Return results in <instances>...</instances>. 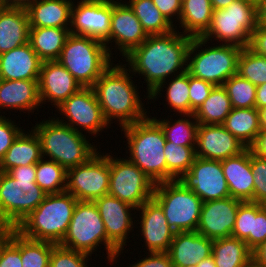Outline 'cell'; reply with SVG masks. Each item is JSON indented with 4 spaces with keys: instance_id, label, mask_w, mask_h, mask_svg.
<instances>
[{
    "instance_id": "obj_9",
    "label": "cell",
    "mask_w": 266,
    "mask_h": 267,
    "mask_svg": "<svg viewBox=\"0 0 266 267\" xmlns=\"http://www.w3.org/2000/svg\"><path fill=\"white\" fill-rule=\"evenodd\" d=\"M256 25L257 7L245 0H235L224 9L213 11L209 29L202 38L246 48Z\"/></svg>"
},
{
    "instance_id": "obj_26",
    "label": "cell",
    "mask_w": 266,
    "mask_h": 267,
    "mask_svg": "<svg viewBox=\"0 0 266 267\" xmlns=\"http://www.w3.org/2000/svg\"><path fill=\"white\" fill-rule=\"evenodd\" d=\"M221 166L230 196L243 202H253L254 177L251 170L250 149L246 148L239 155L222 160Z\"/></svg>"
},
{
    "instance_id": "obj_35",
    "label": "cell",
    "mask_w": 266,
    "mask_h": 267,
    "mask_svg": "<svg viewBox=\"0 0 266 267\" xmlns=\"http://www.w3.org/2000/svg\"><path fill=\"white\" fill-rule=\"evenodd\" d=\"M169 83V84H168ZM167 84V86H166ZM165 86V87H164ZM165 89L166 105L171 108V112L182 114H190V99H189V73L185 71L182 74L171 77L168 81L162 82L150 95L149 100H155L161 96ZM159 95V96H158Z\"/></svg>"
},
{
    "instance_id": "obj_20",
    "label": "cell",
    "mask_w": 266,
    "mask_h": 267,
    "mask_svg": "<svg viewBox=\"0 0 266 267\" xmlns=\"http://www.w3.org/2000/svg\"><path fill=\"white\" fill-rule=\"evenodd\" d=\"M136 211H139L140 221L135 220L141 230V236L149 252H168L175 231L167 223V218L161 206L152 198L144 202ZM141 211V212H140Z\"/></svg>"
},
{
    "instance_id": "obj_5",
    "label": "cell",
    "mask_w": 266,
    "mask_h": 267,
    "mask_svg": "<svg viewBox=\"0 0 266 267\" xmlns=\"http://www.w3.org/2000/svg\"><path fill=\"white\" fill-rule=\"evenodd\" d=\"M127 138V158L137 165L155 184L167 182L164 156L166 138L161 126L148 116L142 121L122 127Z\"/></svg>"
},
{
    "instance_id": "obj_22",
    "label": "cell",
    "mask_w": 266,
    "mask_h": 267,
    "mask_svg": "<svg viewBox=\"0 0 266 267\" xmlns=\"http://www.w3.org/2000/svg\"><path fill=\"white\" fill-rule=\"evenodd\" d=\"M38 86L42 107L50 102L55 108L82 88L57 60L42 62Z\"/></svg>"
},
{
    "instance_id": "obj_21",
    "label": "cell",
    "mask_w": 266,
    "mask_h": 267,
    "mask_svg": "<svg viewBox=\"0 0 266 267\" xmlns=\"http://www.w3.org/2000/svg\"><path fill=\"white\" fill-rule=\"evenodd\" d=\"M246 147L222 124H199L195 154L209 160H225L237 156Z\"/></svg>"
},
{
    "instance_id": "obj_7",
    "label": "cell",
    "mask_w": 266,
    "mask_h": 267,
    "mask_svg": "<svg viewBox=\"0 0 266 267\" xmlns=\"http://www.w3.org/2000/svg\"><path fill=\"white\" fill-rule=\"evenodd\" d=\"M80 84L93 87L113 64L106 45L94 38L70 33L57 60Z\"/></svg>"
},
{
    "instance_id": "obj_58",
    "label": "cell",
    "mask_w": 266,
    "mask_h": 267,
    "mask_svg": "<svg viewBox=\"0 0 266 267\" xmlns=\"http://www.w3.org/2000/svg\"><path fill=\"white\" fill-rule=\"evenodd\" d=\"M235 0H210L213 10H221L228 7Z\"/></svg>"
},
{
    "instance_id": "obj_24",
    "label": "cell",
    "mask_w": 266,
    "mask_h": 267,
    "mask_svg": "<svg viewBox=\"0 0 266 267\" xmlns=\"http://www.w3.org/2000/svg\"><path fill=\"white\" fill-rule=\"evenodd\" d=\"M42 62L28 42L0 54V79L38 81Z\"/></svg>"
},
{
    "instance_id": "obj_43",
    "label": "cell",
    "mask_w": 266,
    "mask_h": 267,
    "mask_svg": "<svg viewBox=\"0 0 266 267\" xmlns=\"http://www.w3.org/2000/svg\"><path fill=\"white\" fill-rule=\"evenodd\" d=\"M233 108H254L257 87L238 74L231 76L224 84Z\"/></svg>"
},
{
    "instance_id": "obj_59",
    "label": "cell",
    "mask_w": 266,
    "mask_h": 267,
    "mask_svg": "<svg viewBox=\"0 0 266 267\" xmlns=\"http://www.w3.org/2000/svg\"><path fill=\"white\" fill-rule=\"evenodd\" d=\"M185 267H216V265L214 263L213 257L210 256L209 258L200 261L197 265L192 264Z\"/></svg>"
},
{
    "instance_id": "obj_49",
    "label": "cell",
    "mask_w": 266,
    "mask_h": 267,
    "mask_svg": "<svg viewBox=\"0 0 266 267\" xmlns=\"http://www.w3.org/2000/svg\"><path fill=\"white\" fill-rule=\"evenodd\" d=\"M146 255L128 267H174L168 252H147Z\"/></svg>"
},
{
    "instance_id": "obj_19",
    "label": "cell",
    "mask_w": 266,
    "mask_h": 267,
    "mask_svg": "<svg viewBox=\"0 0 266 267\" xmlns=\"http://www.w3.org/2000/svg\"><path fill=\"white\" fill-rule=\"evenodd\" d=\"M242 202L231 196L203 202L196 231L212 240L230 237Z\"/></svg>"
},
{
    "instance_id": "obj_30",
    "label": "cell",
    "mask_w": 266,
    "mask_h": 267,
    "mask_svg": "<svg viewBox=\"0 0 266 267\" xmlns=\"http://www.w3.org/2000/svg\"><path fill=\"white\" fill-rule=\"evenodd\" d=\"M24 131L19 134L1 159V172H7L18 166L37 164L42 158L41 143L37 134L32 128L31 131Z\"/></svg>"
},
{
    "instance_id": "obj_15",
    "label": "cell",
    "mask_w": 266,
    "mask_h": 267,
    "mask_svg": "<svg viewBox=\"0 0 266 267\" xmlns=\"http://www.w3.org/2000/svg\"><path fill=\"white\" fill-rule=\"evenodd\" d=\"M55 111L60 112L59 114L64 116L62 118L67 120H63L60 116L55 117L59 122L80 133L87 131L89 135L91 134L95 138L100 134L99 132L102 133L107 127L110 128L92 87H82L57 107Z\"/></svg>"
},
{
    "instance_id": "obj_62",
    "label": "cell",
    "mask_w": 266,
    "mask_h": 267,
    "mask_svg": "<svg viewBox=\"0 0 266 267\" xmlns=\"http://www.w3.org/2000/svg\"><path fill=\"white\" fill-rule=\"evenodd\" d=\"M245 1L252 3L257 7L261 3L262 0H245Z\"/></svg>"
},
{
    "instance_id": "obj_42",
    "label": "cell",
    "mask_w": 266,
    "mask_h": 267,
    "mask_svg": "<svg viewBox=\"0 0 266 267\" xmlns=\"http://www.w3.org/2000/svg\"><path fill=\"white\" fill-rule=\"evenodd\" d=\"M237 74L256 87L266 83V57L253 52L249 47L242 48Z\"/></svg>"
},
{
    "instance_id": "obj_47",
    "label": "cell",
    "mask_w": 266,
    "mask_h": 267,
    "mask_svg": "<svg viewBox=\"0 0 266 267\" xmlns=\"http://www.w3.org/2000/svg\"><path fill=\"white\" fill-rule=\"evenodd\" d=\"M0 114V161L8 151L11 144L16 140L19 134L24 130L22 127Z\"/></svg>"
},
{
    "instance_id": "obj_11",
    "label": "cell",
    "mask_w": 266,
    "mask_h": 267,
    "mask_svg": "<svg viewBox=\"0 0 266 267\" xmlns=\"http://www.w3.org/2000/svg\"><path fill=\"white\" fill-rule=\"evenodd\" d=\"M70 250L92 256L97 247L104 245L107 254V234L97 205L91 201H78L68 231L59 244Z\"/></svg>"
},
{
    "instance_id": "obj_36",
    "label": "cell",
    "mask_w": 266,
    "mask_h": 267,
    "mask_svg": "<svg viewBox=\"0 0 266 267\" xmlns=\"http://www.w3.org/2000/svg\"><path fill=\"white\" fill-rule=\"evenodd\" d=\"M126 3L139 19L147 35H164L175 30V23L172 24L152 0H129Z\"/></svg>"
},
{
    "instance_id": "obj_33",
    "label": "cell",
    "mask_w": 266,
    "mask_h": 267,
    "mask_svg": "<svg viewBox=\"0 0 266 267\" xmlns=\"http://www.w3.org/2000/svg\"><path fill=\"white\" fill-rule=\"evenodd\" d=\"M222 125L249 148L261 130L259 111L255 107L233 108Z\"/></svg>"
},
{
    "instance_id": "obj_16",
    "label": "cell",
    "mask_w": 266,
    "mask_h": 267,
    "mask_svg": "<svg viewBox=\"0 0 266 267\" xmlns=\"http://www.w3.org/2000/svg\"><path fill=\"white\" fill-rule=\"evenodd\" d=\"M178 181L192 190L203 202L224 199L230 196L221 161L197 157L189 171Z\"/></svg>"
},
{
    "instance_id": "obj_17",
    "label": "cell",
    "mask_w": 266,
    "mask_h": 267,
    "mask_svg": "<svg viewBox=\"0 0 266 267\" xmlns=\"http://www.w3.org/2000/svg\"><path fill=\"white\" fill-rule=\"evenodd\" d=\"M72 4L70 33L109 45L112 0H80Z\"/></svg>"
},
{
    "instance_id": "obj_40",
    "label": "cell",
    "mask_w": 266,
    "mask_h": 267,
    "mask_svg": "<svg viewBox=\"0 0 266 267\" xmlns=\"http://www.w3.org/2000/svg\"><path fill=\"white\" fill-rule=\"evenodd\" d=\"M164 156L167 164V181L178 180L193 164L196 158L195 146H182L166 141Z\"/></svg>"
},
{
    "instance_id": "obj_2",
    "label": "cell",
    "mask_w": 266,
    "mask_h": 267,
    "mask_svg": "<svg viewBox=\"0 0 266 267\" xmlns=\"http://www.w3.org/2000/svg\"><path fill=\"white\" fill-rule=\"evenodd\" d=\"M126 66L120 60L113 63L92 87L106 121L111 126L117 119L121 128L149 116L139 96V88L132 80L133 74Z\"/></svg>"
},
{
    "instance_id": "obj_34",
    "label": "cell",
    "mask_w": 266,
    "mask_h": 267,
    "mask_svg": "<svg viewBox=\"0 0 266 267\" xmlns=\"http://www.w3.org/2000/svg\"><path fill=\"white\" fill-rule=\"evenodd\" d=\"M216 267H243L252 250L245 241L230 236L213 240L212 255Z\"/></svg>"
},
{
    "instance_id": "obj_25",
    "label": "cell",
    "mask_w": 266,
    "mask_h": 267,
    "mask_svg": "<svg viewBox=\"0 0 266 267\" xmlns=\"http://www.w3.org/2000/svg\"><path fill=\"white\" fill-rule=\"evenodd\" d=\"M213 240L197 231L175 232L168 251L174 267L197 265L212 255Z\"/></svg>"
},
{
    "instance_id": "obj_6",
    "label": "cell",
    "mask_w": 266,
    "mask_h": 267,
    "mask_svg": "<svg viewBox=\"0 0 266 267\" xmlns=\"http://www.w3.org/2000/svg\"><path fill=\"white\" fill-rule=\"evenodd\" d=\"M78 200L67 191L47 194L38 207L15 228L22 236L60 244Z\"/></svg>"
},
{
    "instance_id": "obj_54",
    "label": "cell",
    "mask_w": 266,
    "mask_h": 267,
    "mask_svg": "<svg viewBox=\"0 0 266 267\" xmlns=\"http://www.w3.org/2000/svg\"><path fill=\"white\" fill-rule=\"evenodd\" d=\"M252 257L266 267V241L252 251Z\"/></svg>"
},
{
    "instance_id": "obj_39",
    "label": "cell",
    "mask_w": 266,
    "mask_h": 267,
    "mask_svg": "<svg viewBox=\"0 0 266 267\" xmlns=\"http://www.w3.org/2000/svg\"><path fill=\"white\" fill-rule=\"evenodd\" d=\"M9 238L20 248L22 267H49L52 249L57 244L28 239L15 229Z\"/></svg>"
},
{
    "instance_id": "obj_46",
    "label": "cell",
    "mask_w": 266,
    "mask_h": 267,
    "mask_svg": "<svg viewBox=\"0 0 266 267\" xmlns=\"http://www.w3.org/2000/svg\"><path fill=\"white\" fill-rule=\"evenodd\" d=\"M215 85L210 82L198 79L189 74V99H190V114L203 104L209 97Z\"/></svg>"
},
{
    "instance_id": "obj_10",
    "label": "cell",
    "mask_w": 266,
    "mask_h": 267,
    "mask_svg": "<svg viewBox=\"0 0 266 267\" xmlns=\"http://www.w3.org/2000/svg\"><path fill=\"white\" fill-rule=\"evenodd\" d=\"M175 232L196 231L203 201L178 180L155 184L152 197Z\"/></svg>"
},
{
    "instance_id": "obj_1",
    "label": "cell",
    "mask_w": 266,
    "mask_h": 267,
    "mask_svg": "<svg viewBox=\"0 0 266 267\" xmlns=\"http://www.w3.org/2000/svg\"><path fill=\"white\" fill-rule=\"evenodd\" d=\"M191 41V36L179 32L175 26V30L168 34L148 35L139 47L124 57L131 73L134 76L138 73L140 78L143 76L147 83L145 100H149V95L162 82L186 71Z\"/></svg>"
},
{
    "instance_id": "obj_8",
    "label": "cell",
    "mask_w": 266,
    "mask_h": 267,
    "mask_svg": "<svg viewBox=\"0 0 266 267\" xmlns=\"http://www.w3.org/2000/svg\"><path fill=\"white\" fill-rule=\"evenodd\" d=\"M207 42L202 37L192 38L186 71L195 78L215 86H223L231 76L237 74L238 58L242 48L222 43L216 46L212 44L213 46L210 47L206 45ZM203 46L205 48H202Z\"/></svg>"
},
{
    "instance_id": "obj_27",
    "label": "cell",
    "mask_w": 266,
    "mask_h": 267,
    "mask_svg": "<svg viewBox=\"0 0 266 267\" xmlns=\"http://www.w3.org/2000/svg\"><path fill=\"white\" fill-rule=\"evenodd\" d=\"M41 106L38 81L0 79V111L16 109L20 114L24 110L32 114Z\"/></svg>"
},
{
    "instance_id": "obj_37",
    "label": "cell",
    "mask_w": 266,
    "mask_h": 267,
    "mask_svg": "<svg viewBox=\"0 0 266 267\" xmlns=\"http://www.w3.org/2000/svg\"><path fill=\"white\" fill-rule=\"evenodd\" d=\"M178 116L181 118L179 117L177 120H173L171 117L170 120L168 118L157 119L155 116L152 118L161 126L166 141L182 146H196L199 123L194 114H178Z\"/></svg>"
},
{
    "instance_id": "obj_61",
    "label": "cell",
    "mask_w": 266,
    "mask_h": 267,
    "mask_svg": "<svg viewBox=\"0 0 266 267\" xmlns=\"http://www.w3.org/2000/svg\"><path fill=\"white\" fill-rule=\"evenodd\" d=\"M243 267H265L258 263L253 257Z\"/></svg>"
},
{
    "instance_id": "obj_44",
    "label": "cell",
    "mask_w": 266,
    "mask_h": 267,
    "mask_svg": "<svg viewBox=\"0 0 266 267\" xmlns=\"http://www.w3.org/2000/svg\"><path fill=\"white\" fill-rule=\"evenodd\" d=\"M90 255L56 245L51 252L49 267H89Z\"/></svg>"
},
{
    "instance_id": "obj_14",
    "label": "cell",
    "mask_w": 266,
    "mask_h": 267,
    "mask_svg": "<svg viewBox=\"0 0 266 267\" xmlns=\"http://www.w3.org/2000/svg\"><path fill=\"white\" fill-rule=\"evenodd\" d=\"M94 203L97 205L107 234V264L110 262L115 264L119 255L123 254L127 239L130 238L129 233L137 226L134 220L136 215L131 213L136 208L110 194L96 199Z\"/></svg>"
},
{
    "instance_id": "obj_51",
    "label": "cell",
    "mask_w": 266,
    "mask_h": 267,
    "mask_svg": "<svg viewBox=\"0 0 266 267\" xmlns=\"http://www.w3.org/2000/svg\"><path fill=\"white\" fill-rule=\"evenodd\" d=\"M248 47L253 52L266 57V26L256 25Z\"/></svg>"
},
{
    "instance_id": "obj_12",
    "label": "cell",
    "mask_w": 266,
    "mask_h": 267,
    "mask_svg": "<svg viewBox=\"0 0 266 267\" xmlns=\"http://www.w3.org/2000/svg\"><path fill=\"white\" fill-rule=\"evenodd\" d=\"M110 182V152H97L87 162L67 170L66 189L78 201H91L107 195Z\"/></svg>"
},
{
    "instance_id": "obj_3",
    "label": "cell",
    "mask_w": 266,
    "mask_h": 267,
    "mask_svg": "<svg viewBox=\"0 0 266 267\" xmlns=\"http://www.w3.org/2000/svg\"><path fill=\"white\" fill-rule=\"evenodd\" d=\"M35 180L36 164L0 171V221L16 228L44 200Z\"/></svg>"
},
{
    "instance_id": "obj_29",
    "label": "cell",
    "mask_w": 266,
    "mask_h": 267,
    "mask_svg": "<svg viewBox=\"0 0 266 267\" xmlns=\"http://www.w3.org/2000/svg\"><path fill=\"white\" fill-rule=\"evenodd\" d=\"M72 0H37L25 9L30 27L70 28Z\"/></svg>"
},
{
    "instance_id": "obj_57",
    "label": "cell",
    "mask_w": 266,
    "mask_h": 267,
    "mask_svg": "<svg viewBox=\"0 0 266 267\" xmlns=\"http://www.w3.org/2000/svg\"><path fill=\"white\" fill-rule=\"evenodd\" d=\"M257 24L266 26V0L257 6Z\"/></svg>"
},
{
    "instance_id": "obj_48",
    "label": "cell",
    "mask_w": 266,
    "mask_h": 267,
    "mask_svg": "<svg viewBox=\"0 0 266 267\" xmlns=\"http://www.w3.org/2000/svg\"><path fill=\"white\" fill-rule=\"evenodd\" d=\"M0 267H22L20 248L10 238L0 249Z\"/></svg>"
},
{
    "instance_id": "obj_41",
    "label": "cell",
    "mask_w": 266,
    "mask_h": 267,
    "mask_svg": "<svg viewBox=\"0 0 266 267\" xmlns=\"http://www.w3.org/2000/svg\"><path fill=\"white\" fill-rule=\"evenodd\" d=\"M67 170L53 160L41 158L36 164L35 182L47 193H61L66 189Z\"/></svg>"
},
{
    "instance_id": "obj_45",
    "label": "cell",
    "mask_w": 266,
    "mask_h": 267,
    "mask_svg": "<svg viewBox=\"0 0 266 267\" xmlns=\"http://www.w3.org/2000/svg\"><path fill=\"white\" fill-rule=\"evenodd\" d=\"M251 170L253 173V202L266 205V159L251 153Z\"/></svg>"
},
{
    "instance_id": "obj_31",
    "label": "cell",
    "mask_w": 266,
    "mask_h": 267,
    "mask_svg": "<svg viewBox=\"0 0 266 267\" xmlns=\"http://www.w3.org/2000/svg\"><path fill=\"white\" fill-rule=\"evenodd\" d=\"M70 28L30 27L29 43L42 61L58 60Z\"/></svg>"
},
{
    "instance_id": "obj_18",
    "label": "cell",
    "mask_w": 266,
    "mask_h": 267,
    "mask_svg": "<svg viewBox=\"0 0 266 267\" xmlns=\"http://www.w3.org/2000/svg\"><path fill=\"white\" fill-rule=\"evenodd\" d=\"M147 37V33L143 30L139 19L129 5L122 0H112L109 35V44H111L108 46V52L111 57L115 58L112 56L114 53H111L112 42L115 43L113 47L116 45V50L119 49L118 51H120V55L122 54L123 58L133 49L139 47Z\"/></svg>"
},
{
    "instance_id": "obj_53",
    "label": "cell",
    "mask_w": 266,
    "mask_h": 267,
    "mask_svg": "<svg viewBox=\"0 0 266 267\" xmlns=\"http://www.w3.org/2000/svg\"><path fill=\"white\" fill-rule=\"evenodd\" d=\"M266 107V83L257 86L255 108Z\"/></svg>"
},
{
    "instance_id": "obj_4",
    "label": "cell",
    "mask_w": 266,
    "mask_h": 267,
    "mask_svg": "<svg viewBox=\"0 0 266 267\" xmlns=\"http://www.w3.org/2000/svg\"><path fill=\"white\" fill-rule=\"evenodd\" d=\"M48 118L32 127L40 140L43 158L48 157L68 170L87 162L98 152L97 145L91 144L85 134L56 118Z\"/></svg>"
},
{
    "instance_id": "obj_52",
    "label": "cell",
    "mask_w": 266,
    "mask_h": 267,
    "mask_svg": "<svg viewBox=\"0 0 266 267\" xmlns=\"http://www.w3.org/2000/svg\"><path fill=\"white\" fill-rule=\"evenodd\" d=\"M249 149L257 157L266 159V130H260Z\"/></svg>"
},
{
    "instance_id": "obj_50",
    "label": "cell",
    "mask_w": 266,
    "mask_h": 267,
    "mask_svg": "<svg viewBox=\"0 0 266 267\" xmlns=\"http://www.w3.org/2000/svg\"><path fill=\"white\" fill-rule=\"evenodd\" d=\"M160 12L173 24L174 19L179 22L181 2L179 0H152ZM175 16V17H174ZM174 17V19H173Z\"/></svg>"
},
{
    "instance_id": "obj_32",
    "label": "cell",
    "mask_w": 266,
    "mask_h": 267,
    "mask_svg": "<svg viewBox=\"0 0 266 267\" xmlns=\"http://www.w3.org/2000/svg\"><path fill=\"white\" fill-rule=\"evenodd\" d=\"M213 7L210 0H185L181 3L179 28L184 35L202 37L209 29Z\"/></svg>"
},
{
    "instance_id": "obj_23",
    "label": "cell",
    "mask_w": 266,
    "mask_h": 267,
    "mask_svg": "<svg viewBox=\"0 0 266 267\" xmlns=\"http://www.w3.org/2000/svg\"><path fill=\"white\" fill-rule=\"evenodd\" d=\"M231 236L245 241L252 251L266 241V205L242 202Z\"/></svg>"
},
{
    "instance_id": "obj_28",
    "label": "cell",
    "mask_w": 266,
    "mask_h": 267,
    "mask_svg": "<svg viewBox=\"0 0 266 267\" xmlns=\"http://www.w3.org/2000/svg\"><path fill=\"white\" fill-rule=\"evenodd\" d=\"M29 29L25 8L0 6V54L27 44Z\"/></svg>"
},
{
    "instance_id": "obj_13",
    "label": "cell",
    "mask_w": 266,
    "mask_h": 267,
    "mask_svg": "<svg viewBox=\"0 0 266 267\" xmlns=\"http://www.w3.org/2000/svg\"><path fill=\"white\" fill-rule=\"evenodd\" d=\"M154 186L155 183L127 157L110 155L108 194L138 209L152 199Z\"/></svg>"
},
{
    "instance_id": "obj_56",
    "label": "cell",
    "mask_w": 266,
    "mask_h": 267,
    "mask_svg": "<svg viewBox=\"0 0 266 267\" xmlns=\"http://www.w3.org/2000/svg\"><path fill=\"white\" fill-rule=\"evenodd\" d=\"M37 0H0V6L26 8L29 4Z\"/></svg>"
},
{
    "instance_id": "obj_60",
    "label": "cell",
    "mask_w": 266,
    "mask_h": 267,
    "mask_svg": "<svg viewBox=\"0 0 266 267\" xmlns=\"http://www.w3.org/2000/svg\"><path fill=\"white\" fill-rule=\"evenodd\" d=\"M261 130H266V107L258 109Z\"/></svg>"
},
{
    "instance_id": "obj_38",
    "label": "cell",
    "mask_w": 266,
    "mask_h": 267,
    "mask_svg": "<svg viewBox=\"0 0 266 267\" xmlns=\"http://www.w3.org/2000/svg\"><path fill=\"white\" fill-rule=\"evenodd\" d=\"M232 109L226 89L215 86L194 116L199 124H223Z\"/></svg>"
},
{
    "instance_id": "obj_55",
    "label": "cell",
    "mask_w": 266,
    "mask_h": 267,
    "mask_svg": "<svg viewBox=\"0 0 266 267\" xmlns=\"http://www.w3.org/2000/svg\"><path fill=\"white\" fill-rule=\"evenodd\" d=\"M14 229L15 228L12 227L11 225L0 221V249L4 245V243L9 239Z\"/></svg>"
}]
</instances>
